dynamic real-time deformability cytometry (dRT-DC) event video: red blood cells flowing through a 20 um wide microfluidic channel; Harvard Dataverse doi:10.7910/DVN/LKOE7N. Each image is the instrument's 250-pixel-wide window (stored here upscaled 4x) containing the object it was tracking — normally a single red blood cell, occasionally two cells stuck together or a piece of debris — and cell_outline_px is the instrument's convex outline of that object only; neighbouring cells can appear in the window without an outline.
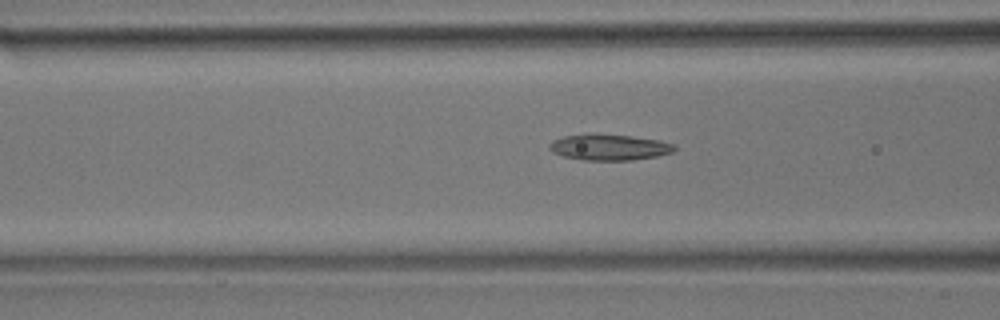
{"species": "common noctule bat (a hibernating species)", "species_latin": "Nyctalus noctula", "temperature_condition": "room temperature", "stored_images_in_passage": 28, "camera_frame_rate_fps": 3000, "um_per_image_px": 0.085, "animal": {"sex": "male", "body_mass_g": 17.9}, "frame": {"image": 1, "passage_image": 5, "time_ms": 1.333, "image_size_px": [1000, 320], "cell_outline_px": [[676, 148], [672, 152], [656, 156], [632, 160], [584, 160], [564, 156], [552, 152], [548, 148], [548, 144], [552, 140], [564, 136], [632, 136], [656, 140], [676, 144]], "centroid_in_image_um": [51.79, 12.55], "position_along_channel_um": 114.8, "area_um2": 18.21}}
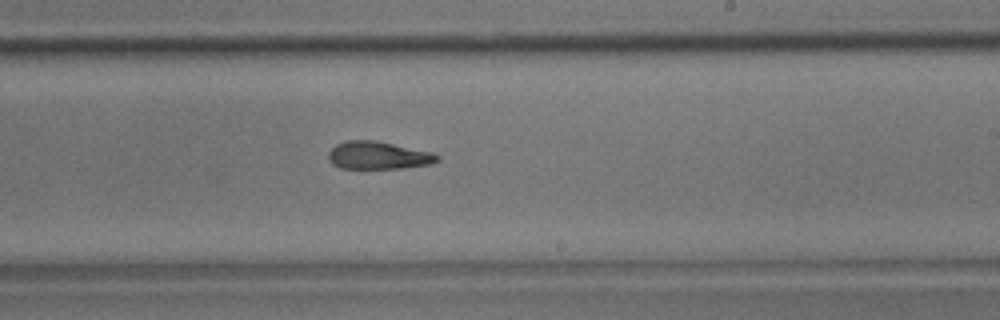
{"frame": {"image": 2, "passage_image": 16, "time_ms": 5.0, "image_size_px": [1000, 320], "cell_outline_px": [[440, 160], [428, 164], [404, 168], [340, 168], [332, 164], [328, 160], [328, 152], [336, 144], [348, 140], [376, 140], [432, 152], [440, 156]], "centroid_in_image_um": [32.13, 13.2], "position_along_channel_um": 256.9, "area_um2": 17.63}}
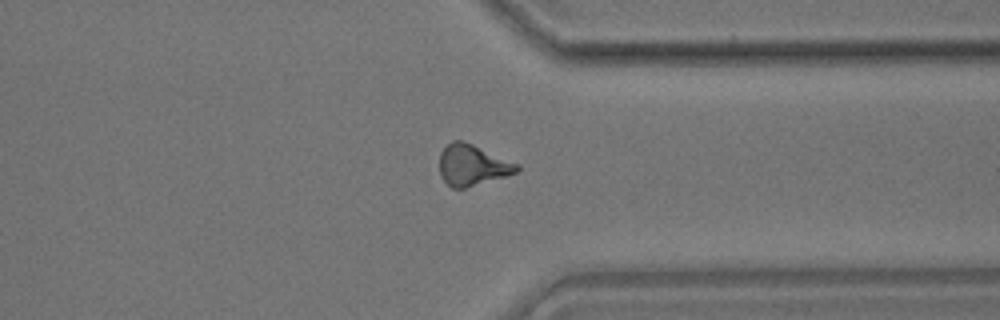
{"frame": {"image": 3, "passage_image": 25, "time_ms": 8.0, "image_size_px": [1000, 320], "cell_outline_px": [[520, 168], [516, 172], [508, 176], [464, 188], [452, 188], [440, 176], [440, 152], [452, 140], [460, 140], [472, 144], [520, 164]], "centroid_in_image_um": [40.17, 14.04], "position_along_channel_um": 371.2, "area_um2": 18.44}}